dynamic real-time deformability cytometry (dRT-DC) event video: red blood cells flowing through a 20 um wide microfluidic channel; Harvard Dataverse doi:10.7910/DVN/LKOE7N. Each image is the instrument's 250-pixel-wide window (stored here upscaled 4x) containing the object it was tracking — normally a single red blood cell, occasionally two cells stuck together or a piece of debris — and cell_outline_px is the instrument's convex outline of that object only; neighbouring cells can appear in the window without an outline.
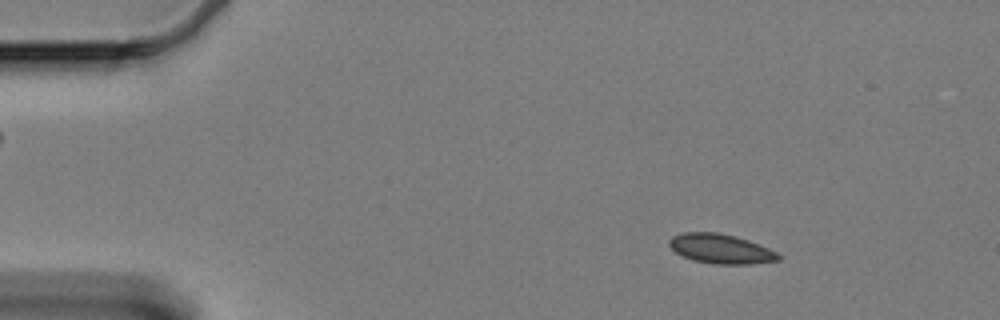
{"species": "Egyptian fruit bat (a non-hibernating species)", "species_latin": "Rousettus aegyptiacus", "temperature_condition": "cold", "stored_images_in_passage": 11, "camera_frame_rate_fps": 3000, "um_per_image_px": 0.085, "animal": {"sex": "female"}, "frame": {"image": 1, "passage_image": 2, "time_ms": 0.333, "image_size_px": [1000, 320], "cell_outline_px": [[780, 260], [752, 264], [716, 264], [692, 260], [676, 252], [668, 244], [668, 240], [672, 236], [684, 232], [716, 232], [736, 236], [748, 240], [768, 248], [776, 252], [780, 256]], "centroid_in_image_um": [61.25, 21.14], "position_along_channel_um": 23.7, "area_um2": 18.73}}
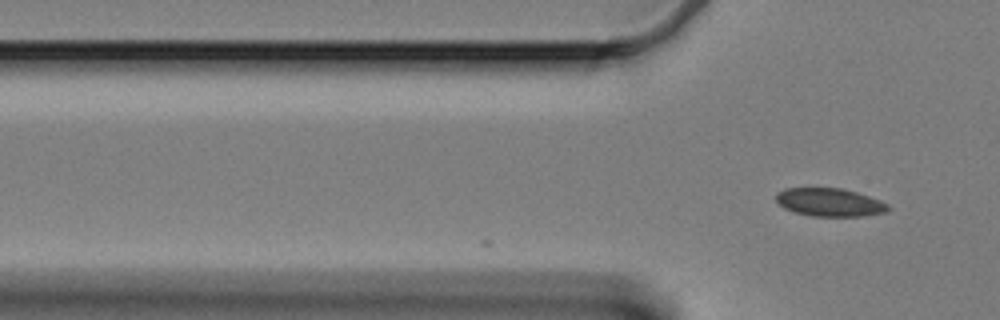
{"frame": {"image": 2, "passage_image": 11, "time_ms": 3.333, "image_size_px": [1000, 320], "cell_outline_px": [[892, 208], [884, 212], [860, 216], [812, 216], [796, 212], [784, 208], [776, 200], [776, 192], [784, 188], [840, 188], [856, 192], [880, 200], [888, 204]], "centroid_in_image_um": [70.51, 17.19], "position_along_channel_um": 55.3, "area_um2": 18.26}}